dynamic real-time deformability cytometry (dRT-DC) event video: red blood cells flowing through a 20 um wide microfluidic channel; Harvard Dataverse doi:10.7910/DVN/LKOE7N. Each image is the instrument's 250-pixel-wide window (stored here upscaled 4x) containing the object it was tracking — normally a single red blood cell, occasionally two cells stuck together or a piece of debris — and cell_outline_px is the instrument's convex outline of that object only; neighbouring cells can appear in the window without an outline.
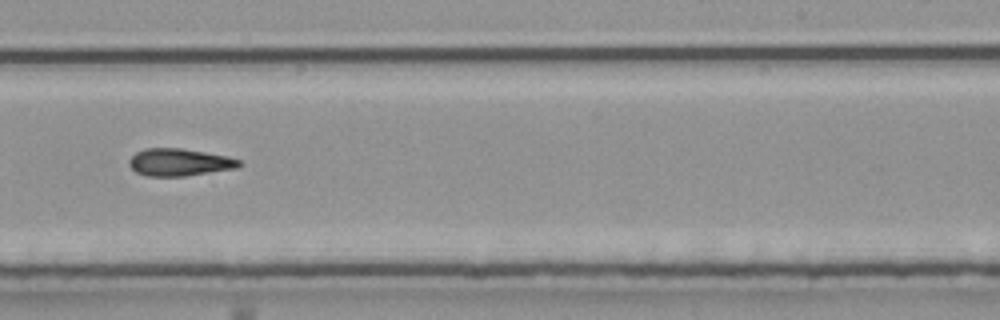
{"species": "common noctule bat (a hibernating species)", "species_latin": "Nyctalus noctula", "temperature_condition": "room temperature", "stored_images_in_passage": 39, "camera_frame_rate_fps": 3000, "um_per_image_px": 0.085, "animal": {"sex": "male", "body_mass_g": 20.4}, "frame": {"image": 1, "passage_image": 23, "time_ms": 7.333, "image_size_px": [1000, 320], "cell_outline_px": [[244, 164], [240, 168], [184, 176], [148, 176], [136, 172], [128, 164], [128, 160], [136, 152], [144, 148], [180, 148], [228, 156], [240, 160]], "centroid_in_image_um": [15.28, 13.79], "position_along_channel_um": 273.7, "area_um2": 17.69}}
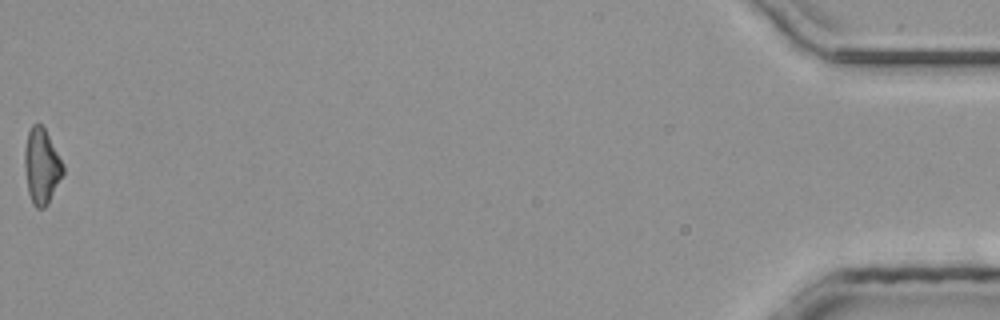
{"frame": {"image": 2, "passage_image": 39, "time_ms": 12.667, "image_size_px": [1000, 320], "cell_outline_px": [[64, 172], [44, 208], [36, 208], [32, 204], [28, 192], [24, 168], [24, 152], [28, 132], [32, 124], [40, 124], [44, 128], [64, 164]], "centroid_in_image_um": [3.51, 14.12], "position_along_channel_um": 431.7, "area_um2": 16.65}}